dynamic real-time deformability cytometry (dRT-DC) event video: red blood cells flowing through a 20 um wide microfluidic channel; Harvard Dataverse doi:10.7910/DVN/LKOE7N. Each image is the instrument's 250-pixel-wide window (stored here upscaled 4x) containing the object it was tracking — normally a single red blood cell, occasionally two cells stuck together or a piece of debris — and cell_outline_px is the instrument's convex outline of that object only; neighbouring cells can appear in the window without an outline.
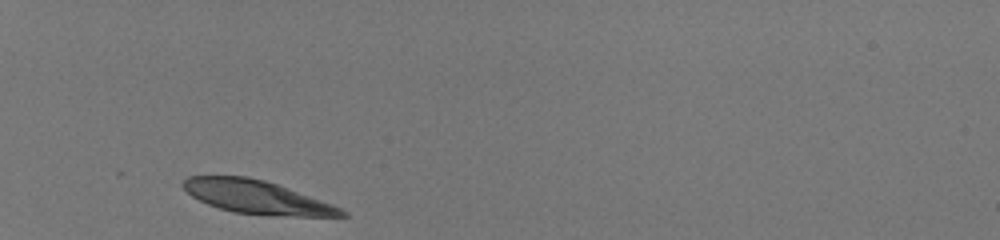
{"species": "human", "species_latin": "Homo sapiens", "temperature_condition": "room temperature", "stored_images_in_passage": 30, "camera_frame_rate_fps": 3000, "um_per_image_px": 0.085, "donor": {"sex": "male"}, "frame": {"image": 1, "passage_image": 1, "time_ms": 0.0, "image_size_px": [1000, 240], "cell_outline_px": [[348, 216], [268, 216], [232, 212], [208, 204], [192, 196], [180, 184], [188, 176], [248, 176], [264, 180], [276, 184], [332, 204], [348, 212]], "centroid_in_image_um": [21.82, 16.76], "position_along_channel_um": 63.2, "area_um2": 30.58}}
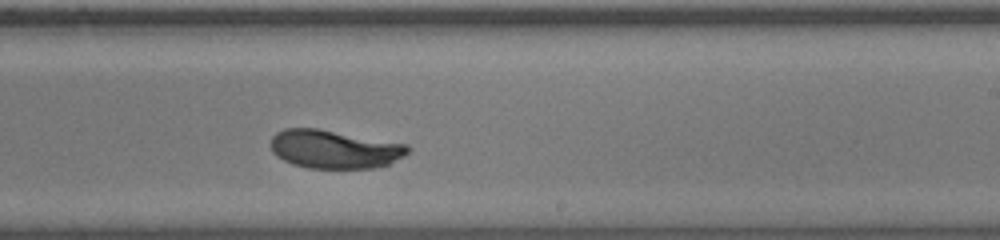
{"frame": {"image": 2, "passage_image": 18, "time_ms": 5.667, "image_size_px": [1000, 240], "cell_outline_px": [[412, 148], [404, 156], [388, 164], [376, 168], [308, 168], [292, 164], [276, 156], [272, 152], [268, 144], [272, 136], [276, 132], [284, 128], [316, 128], [408, 144]], "centroid_in_image_um": [28.39, 12.68], "position_along_channel_um": 260.6, "area_um2": 30.98}}
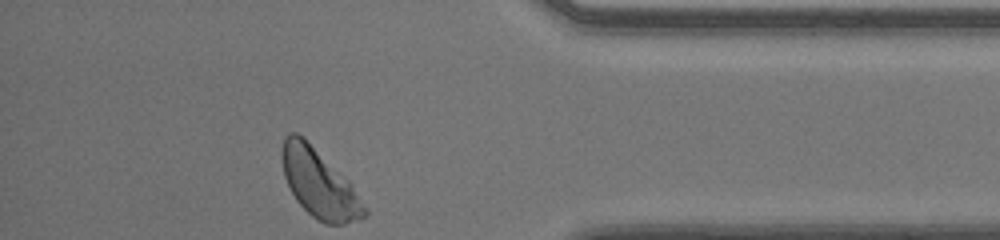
{"frame": {"image": 3, "passage_image": 30, "time_ms": 9.667, "image_size_px": [1000, 240], "cell_outline_px": [[368, 212], [364, 216], [344, 224], [324, 224], [312, 216], [296, 200], [284, 176], [280, 156], [280, 152], [284, 136], [288, 132], [296, 132], [304, 136], [352, 184]], "centroid_in_image_um": [27.09, 15.54], "position_along_channel_um": 408.1, "area_um2": 32.77}, "authors_computed_cell_mechanics": {"area_um2": 31.7322, "velocity_mm_per_s": 4.0328, "shape_relaxation_time_tau1_ms": 2.1018, "shape_relaxation_time_tau2_ms": null, "deformation_change_tau1": 0.1285, "deformation_change_tau2": null}}